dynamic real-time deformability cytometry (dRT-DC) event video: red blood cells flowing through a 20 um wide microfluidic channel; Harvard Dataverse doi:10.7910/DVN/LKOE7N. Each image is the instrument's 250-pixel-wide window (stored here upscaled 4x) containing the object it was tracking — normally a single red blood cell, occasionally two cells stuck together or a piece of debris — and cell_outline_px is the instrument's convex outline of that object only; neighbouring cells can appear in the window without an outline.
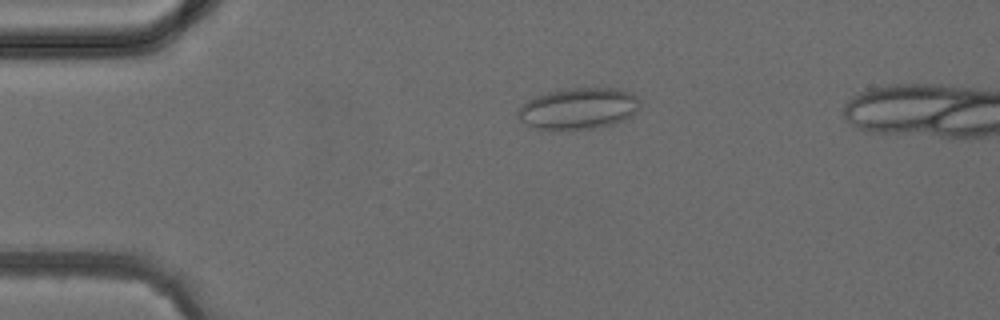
{"species": "common noctule bat (a hibernating species)", "species_latin": "Nyctalus noctula", "temperature_condition": "cold", "stored_images_in_passage": 5, "camera_frame_rate_fps": 3000, "um_per_image_px": 0.085, "animal": {"sex": "female", "body_mass_g": 24.6, "forearm_length_mm": 56.2}, "frame": {"image": 1, "passage_image": 3, "time_ms": 2.333, "image_size_px": [1000, 320], "cell_outline_px": [[640, 108], [632, 116], [624, 120], [612, 124], [572, 132], [536, 128], [520, 120], [516, 116], [516, 112], [528, 100], [536, 96], [548, 92], [568, 88], [616, 88], [628, 92], [636, 96], [640, 100]], "centroid_in_image_um": [49.18, 9.25], "position_along_channel_um": 35.8, "area_um2": 29.82}}